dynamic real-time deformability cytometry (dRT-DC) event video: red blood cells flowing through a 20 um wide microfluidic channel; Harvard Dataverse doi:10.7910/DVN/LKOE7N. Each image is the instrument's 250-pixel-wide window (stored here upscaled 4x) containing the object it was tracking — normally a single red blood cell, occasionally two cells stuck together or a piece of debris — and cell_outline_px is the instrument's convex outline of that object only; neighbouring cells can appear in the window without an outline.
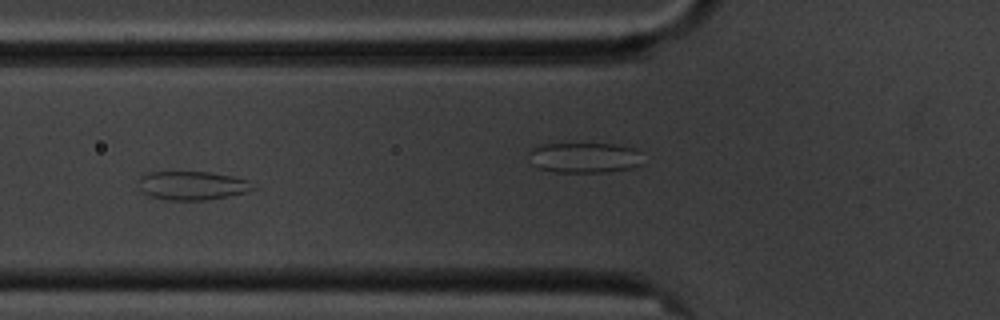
{"species": "common noctule bat (a hibernating species)", "species_latin": "Nyctalus noctula", "temperature_condition": "cold", "stored_images_in_passage": 15, "camera_frame_rate_fps": 3000, "um_per_image_px": 0.085, "animal": {"sex": "male", "body_mass_g": 20.1, "forearm_length_mm": 53.5}, "frame": {"image": 1, "passage_image": 5, "time_ms": 5.667, "image_size_px": [1000, 320], "cell_outline_px": [[256, 188], [248, 192], [228, 196], [204, 200], [168, 200], [148, 196], [140, 192], [136, 184], [140, 176], [148, 172], [208, 172], [232, 176], [248, 180]], "centroid_in_image_um": [16.27, 15.77], "position_along_channel_um": 109.5, "area_um2": 19.42}}
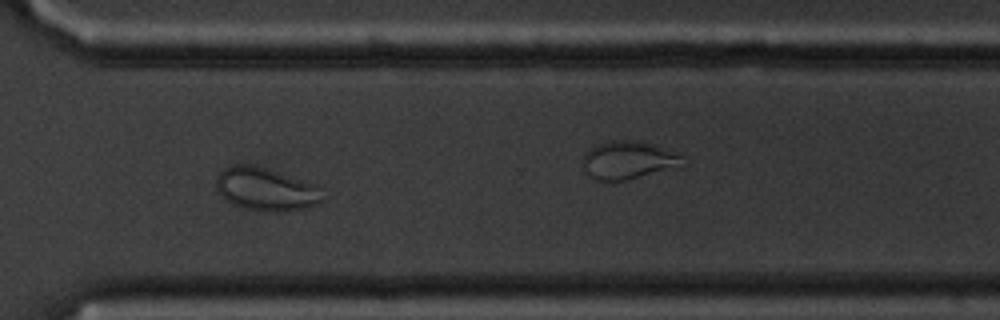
{"frame": {"image": 2, "passage_image": 11, "time_ms": 12.667, "image_size_px": [1000, 320], "cell_outline_px": [[324, 200], [316, 204], [304, 208], [248, 208], [232, 204], [216, 188], [216, 180], [220, 172], [224, 168], [232, 164], [248, 164], [264, 168], [320, 184]], "centroid_in_image_um": [22.63, 16.01], "position_along_channel_um": 348.0, "area_um2": 25.66}}